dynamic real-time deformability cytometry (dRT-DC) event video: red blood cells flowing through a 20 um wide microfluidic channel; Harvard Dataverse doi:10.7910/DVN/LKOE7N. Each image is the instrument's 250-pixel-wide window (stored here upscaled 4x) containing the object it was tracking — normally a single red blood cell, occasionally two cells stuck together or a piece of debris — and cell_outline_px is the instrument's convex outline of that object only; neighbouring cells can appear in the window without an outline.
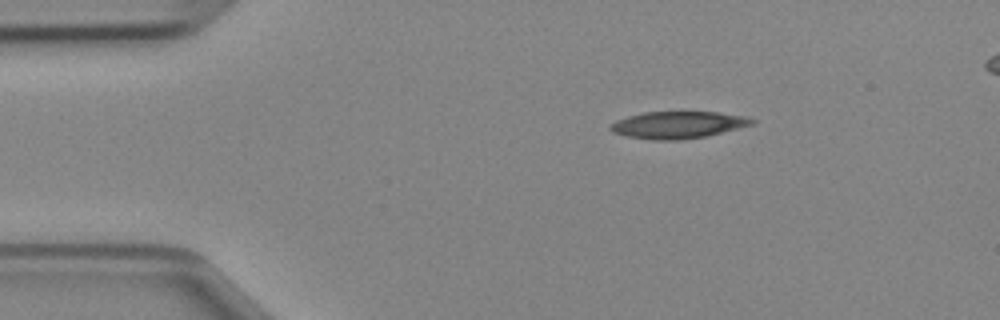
{"species": "Egyptian fruit bat (a non-hibernating species)", "species_latin": "Rousettus aegyptiacus", "temperature_condition": "cold", "stored_images_in_passage": 41, "segment_of_instrument_passage": [1, 2], "camera_frame_rate_fps": 3000, "um_per_image_px": 0.085, "animal": {"sex": "female"}, "frame": {"image": 1, "passage_image": 1, "time_ms": 0.0, "image_size_px": [1000, 320], "cell_outline_px": [[756, 124], [704, 136], [680, 140], [652, 140], [624, 136], [612, 132], [608, 128], [616, 120], [628, 116], [644, 112], [716, 112], [744, 116], [756, 120]], "centroid_in_image_um": [57.6, 10.62], "position_along_channel_um": 27.4, "area_um2": 22.25}}
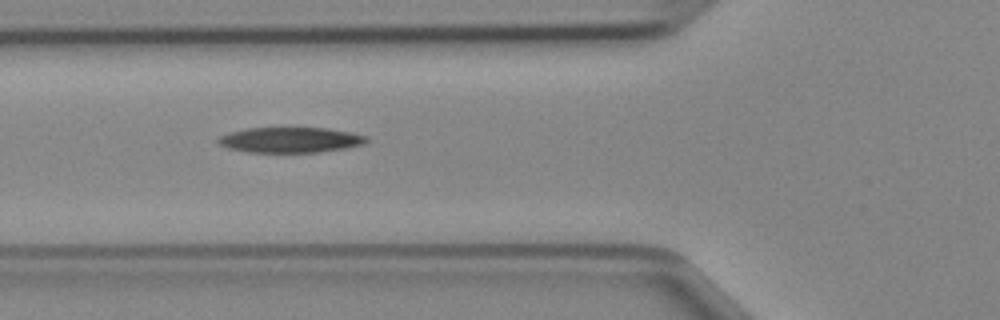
{"frame": {"image": 2, "passage_image": 10, "time_ms": 3.0, "image_size_px": [1000, 320], "cell_outline_px": [[368, 140], [364, 144], [344, 148], [320, 152], [248, 152], [228, 148], [220, 144], [216, 140], [220, 136], [228, 132], [244, 128], [328, 128], [352, 132], [368, 136]], "centroid_in_image_um": [24.68, 11.88], "position_along_channel_um": 101.1, "area_um2": 22.02}}
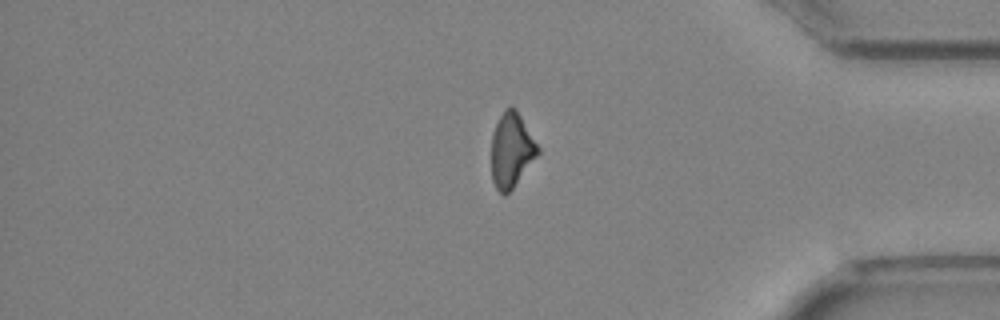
{"frame": {"image": 3, "passage_image": 32, "time_ms": 10.333, "image_size_px": [1000, 320], "cell_outline_px": [[540, 152], [512, 188], [504, 196], [496, 188], [492, 180], [492, 132], [504, 108], [516, 108], [540, 148]], "centroid_in_image_um": [43.47, 12.75], "position_along_channel_um": 391.7, "area_um2": 19.94}}